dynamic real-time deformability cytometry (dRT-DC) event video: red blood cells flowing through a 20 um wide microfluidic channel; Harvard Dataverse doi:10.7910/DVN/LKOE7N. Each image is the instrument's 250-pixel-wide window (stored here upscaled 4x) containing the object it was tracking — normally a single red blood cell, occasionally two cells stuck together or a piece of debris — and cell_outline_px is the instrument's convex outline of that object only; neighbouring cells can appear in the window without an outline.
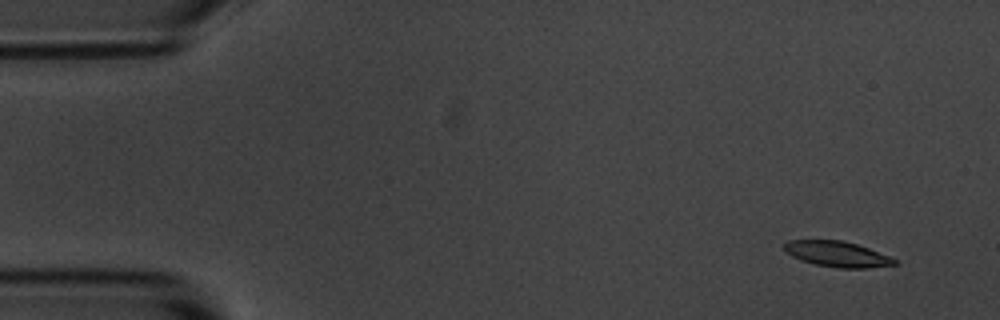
{"species": "common noctule bat (a hibernating species)", "species_latin": "Nyctalus noctula", "temperature_condition": "room temperature", "stored_images_in_passage": 5, "camera_frame_rate_fps": 3000, "um_per_image_px": 0.085, "animal": {"sex": "male", "body_mass_g": 20.1, "forearm_length_mm": 53.5}, "frame": {"image": 1, "passage_image": 1, "time_ms": 0.0, "image_size_px": [1000, 320], "cell_outline_px": [[900, 264], [868, 268], [840, 268], [816, 264], [800, 260], [792, 256], [784, 248], [784, 244], [788, 240], [844, 240], [868, 248], [888, 256], [896, 260]], "centroid_in_image_um": [71.17, 21.59], "position_along_channel_um": 13.8, "area_um2": 16.3}}
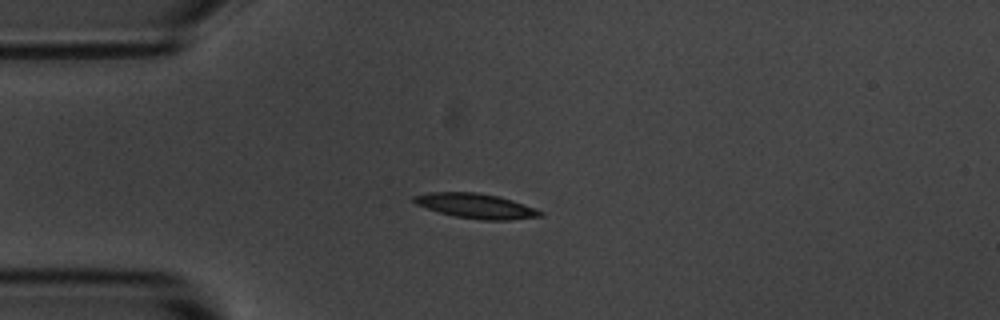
{"frame": {"image": 2, "passage_image": 4, "time_ms": 3.333, "image_size_px": [1000, 320], "cell_outline_px": [[544, 212], [540, 216], [508, 220], [484, 220], [456, 216], [440, 212], [416, 204], [412, 200], [412, 196], [428, 192], [476, 192], [500, 196], [536, 208]], "centroid_in_image_um": [40.46, 17.49], "position_along_channel_um": 44.5, "area_um2": 18.15}}
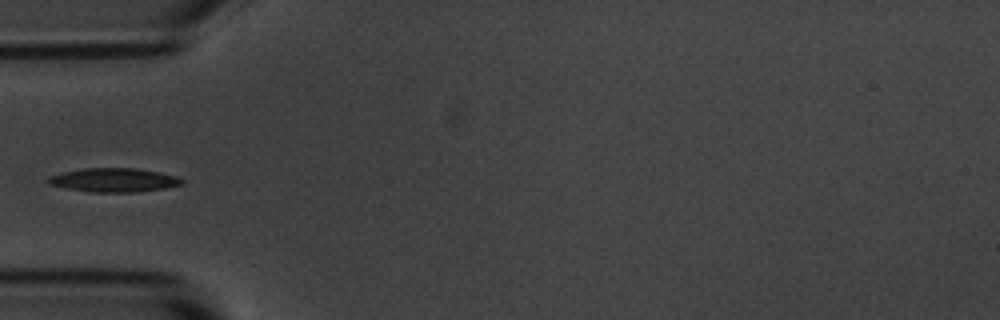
{"frame": {"image": 3, "passage_image": 5, "time_ms": 4.667, "image_size_px": [1000, 320], "cell_outline_px": [[184, 184], [164, 188], [136, 192], [92, 192], [68, 188], [48, 184], [44, 180], [48, 176], [64, 172], [84, 168], [136, 168], [160, 172], [176, 176], [184, 180]], "centroid_in_image_um": [9.67, 15.3], "position_along_channel_um": 75.3, "area_um2": 18.61}}